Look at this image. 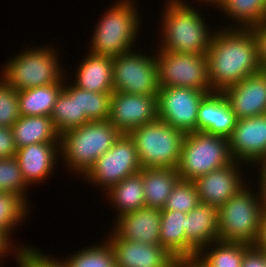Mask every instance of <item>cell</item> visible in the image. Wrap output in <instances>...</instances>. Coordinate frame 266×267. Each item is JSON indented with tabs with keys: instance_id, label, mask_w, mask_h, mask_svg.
Wrapping results in <instances>:
<instances>
[{
	"instance_id": "74e56055",
	"label": "cell",
	"mask_w": 266,
	"mask_h": 267,
	"mask_svg": "<svg viewBox=\"0 0 266 267\" xmlns=\"http://www.w3.org/2000/svg\"><path fill=\"white\" fill-rule=\"evenodd\" d=\"M241 267H266V253L255 245H251L244 252Z\"/></svg>"
},
{
	"instance_id": "b9f144b4",
	"label": "cell",
	"mask_w": 266,
	"mask_h": 267,
	"mask_svg": "<svg viewBox=\"0 0 266 267\" xmlns=\"http://www.w3.org/2000/svg\"><path fill=\"white\" fill-rule=\"evenodd\" d=\"M12 246L11 240L0 230V264L1 259H4L3 256H6L9 252L11 253Z\"/></svg>"
},
{
	"instance_id": "52a82bcc",
	"label": "cell",
	"mask_w": 266,
	"mask_h": 267,
	"mask_svg": "<svg viewBox=\"0 0 266 267\" xmlns=\"http://www.w3.org/2000/svg\"><path fill=\"white\" fill-rule=\"evenodd\" d=\"M142 168H178L185 132L156 119L131 130Z\"/></svg>"
},
{
	"instance_id": "f546056e",
	"label": "cell",
	"mask_w": 266,
	"mask_h": 267,
	"mask_svg": "<svg viewBox=\"0 0 266 267\" xmlns=\"http://www.w3.org/2000/svg\"><path fill=\"white\" fill-rule=\"evenodd\" d=\"M250 246L242 242L218 240L202 248L196 258L206 267H241L244 252Z\"/></svg>"
},
{
	"instance_id": "bcb514c9",
	"label": "cell",
	"mask_w": 266,
	"mask_h": 267,
	"mask_svg": "<svg viewBox=\"0 0 266 267\" xmlns=\"http://www.w3.org/2000/svg\"><path fill=\"white\" fill-rule=\"evenodd\" d=\"M12 249H13L12 252L15 251V250L17 249V250H16L15 252H13V253H15V254H14V255L16 256L15 259L18 261V262H17V263H18L17 265H19V267H20V253H21V252H24V251L31 250L32 248H31L30 246L28 247V245H26V246H23V245H22L21 248H20V246H19V247H16V248L14 247V248H12ZM14 249H15V250H14ZM0 267H2V264L0 265Z\"/></svg>"
},
{
	"instance_id": "277c9868",
	"label": "cell",
	"mask_w": 266,
	"mask_h": 267,
	"mask_svg": "<svg viewBox=\"0 0 266 267\" xmlns=\"http://www.w3.org/2000/svg\"><path fill=\"white\" fill-rule=\"evenodd\" d=\"M135 5L133 0L112 4L97 22L88 52L113 58L132 51L141 25Z\"/></svg>"
},
{
	"instance_id": "d4e9b609",
	"label": "cell",
	"mask_w": 266,
	"mask_h": 267,
	"mask_svg": "<svg viewBox=\"0 0 266 267\" xmlns=\"http://www.w3.org/2000/svg\"><path fill=\"white\" fill-rule=\"evenodd\" d=\"M68 84L63 83V89L58 95L50 115L55 129L60 135L90 122L86 114H80L79 88L74 84Z\"/></svg>"
},
{
	"instance_id": "ffe728a7",
	"label": "cell",
	"mask_w": 266,
	"mask_h": 267,
	"mask_svg": "<svg viewBox=\"0 0 266 267\" xmlns=\"http://www.w3.org/2000/svg\"><path fill=\"white\" fill-rule=\"evenodd\" d=\"M115 220L113 232L120 239L160 245L161 209L143 207Z\"/></svg>"
},
{
	"instance_id": "603a6c76",
	"label": "cell",
	"mask_w": 266,
	"mask_h": 267,
	"mask_svg": "<svg viewBox=\"0 0 266 267\" xmlns=\"http://www.w3.org/2000/svg\"><path fill=\"white\" fill-rule=\"evenodd\" d=\"M146 207L163 209L167 198L181 180L174 168H142L140 170Z\"/></svg>"
},
{
	"instance_id": "6da1fadb",
	"label": "cell",
	"mask_w": 266,
	"mask_h": 267,
	"mask_svg": "<svg viewBox=\"0 0 266 267\" xmlns=\"http://www.w3.org/2000/svg\"><path fill=\"white\" fill-rule=\"evenodd\" d=\"M220 29L214 31L207 51L208 80L218 92L263 70L251 29Z\"/></svg>"
},
{
	"instance_id": "8d00e7d4",
	"label": "cell",
	"mask_w": 266,
	"mask_h": 267,
	"mask_svg": "<svg viewBox=\"0 0 266 267\" xmlns=\"http://www.w3.org/2000/svg\"><path fill=\"white\" fill-rule=\"evenodd\" d=\"M16 151L12 129L0 126V159L14 157Z\"/></svg>"
},
{
	"instance_id": "f35d334b",
	"label": "cell",
	"mask_w": 266,
	"mask_h": 267,
	"mask_svg": "<svg viewBox=\"0 0 266 267\" xmlns=\"http://www.w3.org/2000/svg\"><path fill=\"white\" fill-rule=\"evenodd\" d=\"M250 29L253 31L256 39L260 65L266 71V21Z\"/></svg>"
},
{
	"instance_id": "9a60e30c",
	"label": "cell",
	"mask_w": 266,
	"mask_h": 267,
	"mask_svg": "<svg viewBox=\"0 0 266 267\" xmlns=\"http://www.w3.org/2000/svg\"><path fill=\"white\" fill-rule=\"evenodd\" d=\"M241 164L234 160L223 168L195 178L192 182L200 202L219 208L244 188L248 183L243 182L245 179L239 169Z\"/></svg>"
},
{
	"instance_id": "83f0119b",
	"label": "cell",
	"mask_w": 266,
	"mask_h": 267,
	"mask_svg": "<svg viewBox=\"0 0 266 267\" xmlns=\"http://www.w3.org/2000/svg\"><path fill=\"white\" fill-rule=\"evenodd\" d=\"M217 8L237 24L223 28L250 29L266 21V0H223Z\"/></svg>"
},
{
	"instance_id": "4fadbf2b",
	"label": "cell",
	"mask_w": 266,
	"mask_h": 267,
	"mask_svg": "<svg viewBox=\"0 0 266 267\" xmlns=\"http://www.w3.org/2000/svg\"><path fill=\"white\" fill-rule=\"evenodd\" d=\"M157 118V95L112 92L108 121L121 133L128 134L131 130Z\"/></svg>"
},
{
	"instance_id": "ab89813d",
	"label": "cell",
	"mask_w": 266,
	"mask_h": 267,
	"mask_svg": "<svg viewBox=\"0 0 266 267\" xmlns=\"http://www.w3.org/2000/svg\"><path fill=\"white\" fill-rule=\"evenodd\" d=\"M32 264L35 267H63L55 257L45 255L41 250L39 251L32 246Z\"/></svg>"
},
{
	"instance_id": "f1b7e54d",
	"label": "cell",
	"mask_w": 266,
	"mask_h": 267,
	"mask_svg": "<svg viewBox=\"0 0 266 267\" xmlns=\"http://www.w3.org/2000/svg\"><path fill=\"white\" fill-rule=\"evenodd\" d=\"M186 213L161 210L160 245L176 259L185 258Z\"/></svg>"
},
{
	"instance_id": "d590c367",
	"label": "cell",
	"mask_w": 266,
	"mask_h": 267,
	"mask_svg": "<svg viewBox=\"0 0 266 267\" xmlns=\"http://www.w3.org/2000/svg\"><path fill=\"white\" fill-rule=\"evenodd\" d=\"M19 117L18 91L0 78V126L11 128Z\"/></svg>"
},
{
	"instance_id": "ac0fdd59",
	"label": "cell",
	"mask_w": 266,
	"mask_h": 267,
	"mask_svg": "<svg viewBox=\"0 0 266 267\" xmlns=\"http://www.w3.org/2000/svg\"><path fill=\"white\" fill-rule=\"evenodd\" d=\"M184 231L185 258L196 257L202 248L218 241V208L200 202L186 214Z\"/></svg>"
},
{
	"instance_id": "30bf717a",
	"label": "cell",
	"mask_w": 266,
	"mask_h": 267,
	"mask_svg": "<svg viewBox=\"0 0 266 267\" xmlns=\"http://www.w3.org/2000/svg\"><path fill=\"white\" fill-rule=\"evenodd\" d=\"M130 51L112 58L114 91L138 95H157L159 86L155 55Z\"/></svg>"
},
{
	"instance_id": "4dcf8cb0",
	"label": "cell",
	"mask_w": 266,
	"mask_h": 267,
	"mask_svg": "<svg viewBox=\"0 0 266 267\" xmlns=\"http://www.w3.org/2000/svg\"><path fill=\"white\" fill-rule=\"evenodd\" d=\"M57 261L63 267H116L115 255L107 240L103 244L82 248L79 252Z\"/></svg>"
},
{
	"instance_id": "7dc6e473",
	"label": "cell",
	"mask_w": 266,
	"mask_h": 267,
	"mask_svg": "<svg viewBox=\"0 0 266 267\" xmlns=\"http://www.w3.org/2000/svg\"><path fill=\"white\" fill-rule=\"evenodd\" d=\"M198 1H202L203 3L205 2V4L207 2V3H210V5L211 4L216 5V7L214 6V8L216 9L223 2V0H198Z\"/></svg>"
},
{
	"instance_id": "f6af8a7d",
	"label": "cell",
	"mask_w": 266,
	"mask_h": 267,
	"mask_svg": "<svg viewBox=\"0 0 266 267\" xmlns=\"http://www.w3.org/2000/svg\"><path fill=\"white\" fill-rule=\"evenodd\" d=\"M20 267H35L32 264V249L20 253Z\"/></svg>"
},
{
	"instance_id": "7a4b0ae2",
	"label": "cell",
	"mask_w": 266,
	"mask_h": 267,
	"mask_svg": "<svg viewBox=\"0 0 266 267\" xmlns=\"http://www.w3.org/2000/svg\"><path fill=\"white\" fill-rule=\"evenodd\" d=\"M183 1V2H182ZM184 0H168L162 12V42L158 50L207 54L214 31L205 19Z\"/></svg>"
},
{
	"instance_id": "e575fe53",
	"label": "cell",
	"mask_w": 266,
	"mask_h": 267,
	"mask_svg": "<svg viewBox=\"0 0 266 267\" xmlns=\"http://www.w3.org/2000/svg\"><path fill=\"white\" fill-rule=\"evenodd\" d=\"M200 203L199 194L192 181L180 180L167 198L161 210L189 213Z\"/></svg>"
},
{
	"instance_id": "7402d4cb",
	"label": "cell",
	"mask_w": 266,
	"mask_h": 267,
	"mask_svg": "<svg viewBox=\"0 0 266 267\" xmlns=\"http://www.w3.org/2000/svg\"><path fill=\"white\" fill-rule=\"evenodd\" d=\"M81 60L73 82L76 87L97 93L114 91L112 57L89 52Z\"/></svg>"
},
{
	"instance_id": "7bdbcfd3",
	"label": "cell",
	"mask_w": 266,
	"mask_h": 267,
	"mask_svg": "<svg viewBox=\"0 0 266 267\" xmlns=\"http://www.w3.org/2000/svg\"><path fill=\"white\" fill-rule=\"evenodd\" d=\"M174 267H206L196 257L176 259Z\"/></svg>"
},
{
	"instance_id": "2e32d148",
	"label": "cell",
	"mask_w": 266,
	"mask_h": 267,
	"mask_svg": "<svg viewBox=\"0 0 266 267\" xmlns=\"http://www.w3.org/2000/svg\"><path fill=\"white\" fill-rule=\"evenodd\" d=\"M107 237L116 267H174L176 258L161 245L120 239L113 231Z\"/></svg>"
},
{
	"instance_id": "5b68a950",
	"label": "cell",
	"mask_w": 266,
	"mask_h": 267,
	"mask_svg": "<svg viewBox=\"0 0 266 267\" xmlns=\"http://www.w3.org/2000/svg\"><path fill=\"white\" fill-rule=\"evenodd\" d=\"M248 188L245 186L218 208L219 241L256 244L265 200L260 188L257 193Z\"/></svg>"
},
{
	"instance_id": "5bb4252c",
	"label": "cell",
	"mask_w": 266,
	"mask_h": 267,
	"mask_svg": "<svg viewBox=\"0 0 266 267\" xmlns=\"http://www.w3.org/2000/svg\"><path fill=\"white\" fill-rule=\"evenodd\" d=\"M228 141L235 161L259 164L266 157V114L238 119Z\"/></svg>"
},
{
	"instance_id": "d6986e66",
	"label": "cell",
	"mask_w": 266,
	"mask_h": 267,
	"mask_svg": "<svg viewBox=\"0 0 266 267\" xmlns=\"http://www.w3.org/2000/svg\"><path fill=\"white\" fill-rule=\"evenodd\" d=\"M60 143H36L18 148L15 158L26 184L35 185L47 180L60 156ZM59 155V156H58Z\"/></svg>"
},
{
	"instance_id": "44dd1931",
	"label": "cell",
	"mask_w": 266,
	"mask_h": 267,
	"mask_svg": "<svg viewBox=\"0 0 266 267\" xmlns=\"http://www.w3.org/2000/svg\"><path fill=\"white\" fill-rule=\"evenodd\" d=\"M235 113L222 92L207 94L199 104L197 131L229 138L236 124Z\"/></svg>"
},
{
	"instance_id": "3957f363",
	"label": "cell",
	"mask_w": 266,
	"mask_h": 267,
	"mask_svg": "<svg viewBox=\"0 0 266 267\" xmlns=\"http://www.w3.org/2000/svg\"><path fill=\"white\" fill-rule=\"evenodd\" d=\"M121 134L108 120L87 122L60 135V156L70 170L83 178Z\"/></svg>"
},
{
	"instance_id": "836d02e7",
	"label": "cell",
	"mask_w": 266,
	"mask_h": 267,
	"mask_svg": "<svg viewBox=\"0 0 266 267\" xmlns=\"http://www.w3.org/2000/svg\"><path fill=\"white\" fill-rule=\"evenodd\" d=\"M28 185L24 181L15 157L0 159V192H10L19 195L27 204L26 193Z\"/></svg>"
},
{
	"instance_id": "8992f818",
	"label": "cell",
	"mask_w": 266,
	"mask_h": 267,
	"mask_svg": "<svg viewBox=\"0 0 266 267\" xmlns=\"http://www.w3.org/2000/svg\"><path fill=\"white\" fill-rule=\"evenodd\" d=\"M55 50L46 46L26 48L8 60L9 62L2 68L1 77L17 91L53 83H65L66 71L60 67V58Z\"/></svg>"
},
{
	"instance_id": "c3c4849f",
	"label": "cell",
	"mask_w": 266,
	"mask_h": 267,
	"mask_svg": "<svg viewBox=\"0 0 266 267\" xmlns=\"http://www.w3.org/2000/svg\"><path fill=\"white\" fill-rule=\"evenodd\" d=\"M264 200H265V209H266V194L264 195Z\"/></svg>"
},
{
	"instance_id": "7c38bea8",
	"label": "cell",
	"mask_w": 266,
	"mask_h": 267,
	"mask_svg": "<svg viewBox=\"0 0 266 267\" xmlns=\"http://www.w3.org/2000/svg\"><path fill=\"white\" fill-rule=\"evenodd\" d=\"M207 94L188 87H160L158 119L185 133L197 131L198 107Z\"/></svg>"
},
{
	"instance_id": "484cf974",
	"label": "cell",
	"mask_w": 266,
	"mask_h": 267,
	"mask_svg": "<svg viewBox=\"0 0 266 267\" xmlns=\"http://www.w3.org/2000/svg\"><path fill=\"white\" fill-rule=\"evenodd\" d=\"M105 193L107 200L112 206H116L117 217L137 211L146 207L143 190L142 175L140 172L124 178L119 183L113 185Z\"/></svg>"
},
{
	"instance_id": "ba28073f",
	"label": "cell",
	"mask_w": 266,
	"mask_h": 267,
	"mask_svg": "<svg viewBox=\"0 0 266 267\" xmlns=\"http://www.w3.org/2000/svg\"><path fill=\"white\" fill-rule=\"evenodd\" d=\"M233 161L227 138L195 131L186 133L177 171L181 180L193 181Z\"/></svg>"
},
{
	"instance_id": "cb8c5ba5",
	"label": "cell",
	"mask_w": 266,
	"mask_h": 267,
	"mask_svg": "<svg viewBox=\"0 0 266 267\" xmlns=\"http://www.w3.org/2000/svg\"><path fill=\"white\" fill-rule=\"evenodd\" d=\"M11 129L17 149L36 143H60L50 116H20Z\"/></svg>"
},
{
	"instance_id": "4316f807",
	"label": "cell",
	"mask_w": 266,
	"mask_h": 267,
	"mask_svg": "<svg viewBox=\"0 0 266 267\" xmlns=\"http://www.w3.org/2000/svg\"><path fill=\"white\" fill-rule=\"evenodd\" d=\"M63 83H53L18 91L20 116H50Z\"/></svg>"
},
{
	"instance_id": "1f68e13d",
	"label": "cell",
	"mask_w": 266,
	"mask_h": 267,
	"mask_svg": "<svg viewBox=\"0 0 266 267\" xmlns=\"http://www.w3.org/2000/svg\"><path fill=\"white\" fill-rule=\"evenodd\" d=\"M28 204L10 192H0V230L10 239L12 230L29 214ZM28 208V209H27ZM28 212V213H27Z\"/></svg>"
},
{
	"instance_id": "9c48e42d",
	"label": "cell",
	"mask_w": 266,
	"mask_h": 267,
	"mask_svg": "<svg viewBox=\"0 0 266 267\" xmlns=\"http://www.w3.org/2000/svg\"><path fill=\"white\" fill-rule=\"evenodd\" d=\"M160 87H188L212 93L207 54L158 50L155 54Z\"/></svg>"
},
{
	"instance_id": "d6a6232c",
	"label": "cell",
	"mask_w": 266,
	"mask_h": 267,
	"mask_svg": "<svg viewBox=\"0 0 266 267\" xmlns=\"http://www.w3.org/2000/svg\"><path fill=\"white\" fill-rule=\"evenodd\" d=\"M112 92L97 93L79 88L80 114H86L90 121L109 119Z\"/></svg>"
},
{
	"instance_id": "ee69618b",
	"label": "cell",
	"mask_w": 266,
	"mask_h": 267,
	"mask_svg": "<svg viewBox=\"0 0 266 267\" xmlns=\"http://www.w3.org/2000/svg\"><path fill=\"white\" fill-rule=\"evenodd\" d=\"M260 164H258V165H260L259 166V170H261L260 171V173L261 174H259V188H260V192L263 194V196L266 194V157L263 159V160H261L260 162H259Z\"/></svg>"
},
{
	"instance_id": "e0dca14e",
	"label": "cell",
	"mask_w": 266,
	"mask_h": 267,
	"mask_svg": "<svg viewBox=\"0 0 266 267\" xmlns=\"http://www.w3.org/2000/svg\"><path fill=\"white\" fill-rule=\"evenodd\" d=\"M222 93L237 120L266 114V71L249 75L225 88Z\"/></svg>"
},
{
	"instance_id": "8fae6325",
	"label": "cell",
	"mask_w": 266,
	"mask_h": 267,
	"mask_svg": "<svg viewBox=\"0 0 266 267\" xmlns=\"http://www.w3.org/2000/svg\"><path fill=\"white\" fill-rule=\"evenodd\" d=\"M141 169L133 139L129 134L122 133L113 147L99 157L83 177L89 183L102 186L107 191Z\"/></svg>"
},
{
	"instance_id": "60d3db41",
	"label": "cell",
	"mask_w": 266,
	"mask_h": 267,
	"mask_svg": "<svg viewBox=\"0 0 266 267\" xmlns=\"http://www.w3.org/2000/svg\"><path fill=\"white\" fill-rule=\"evenodd\" d=\"M255 246L266 253V209L262 213L259 238Z\"/></svg>"
}]
</instances>
